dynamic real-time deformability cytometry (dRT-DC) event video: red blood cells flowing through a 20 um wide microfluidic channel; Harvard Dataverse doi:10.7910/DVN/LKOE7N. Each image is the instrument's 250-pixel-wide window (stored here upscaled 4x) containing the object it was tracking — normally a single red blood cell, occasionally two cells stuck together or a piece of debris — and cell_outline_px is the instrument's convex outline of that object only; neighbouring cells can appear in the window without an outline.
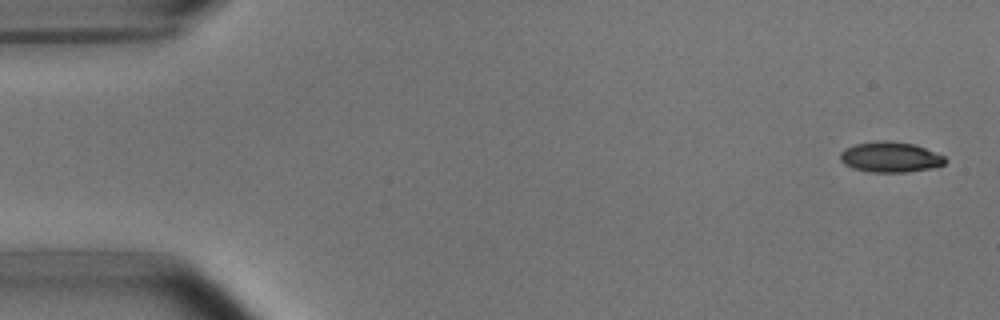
{"species": "common noctule bat (a hibernating species)", "species_latin": "Nyctalus noctula", "temperature_condition": "room temperature", "stored_images_in_passage": 5, "segment_of_instrument_passage": [1, 2], "camera_frame_rate_fps": 3000, "um_per_image_px": 0.085, "animal": {"sex": "male", "body_mass_g": 15.6}, "frame": {"image": 1, "passage_image": 1, "time_ms": 0.0, "image_size_px": [1000, 320], "cell_outline_px": [[948, 160], [944, 164], [936, 168], [908, 172], [868, 172], [852, 168], [844, 164], [840, 160], [840, 152], [844, 148], [856, 144], [880, 140], [888, 140], [912, 144], [924, 148], [944, 156]], "centroid_in_image_um": [75.67, 13.36], "position_along_channel_um": 9.3, "area_um2": 18.79}}